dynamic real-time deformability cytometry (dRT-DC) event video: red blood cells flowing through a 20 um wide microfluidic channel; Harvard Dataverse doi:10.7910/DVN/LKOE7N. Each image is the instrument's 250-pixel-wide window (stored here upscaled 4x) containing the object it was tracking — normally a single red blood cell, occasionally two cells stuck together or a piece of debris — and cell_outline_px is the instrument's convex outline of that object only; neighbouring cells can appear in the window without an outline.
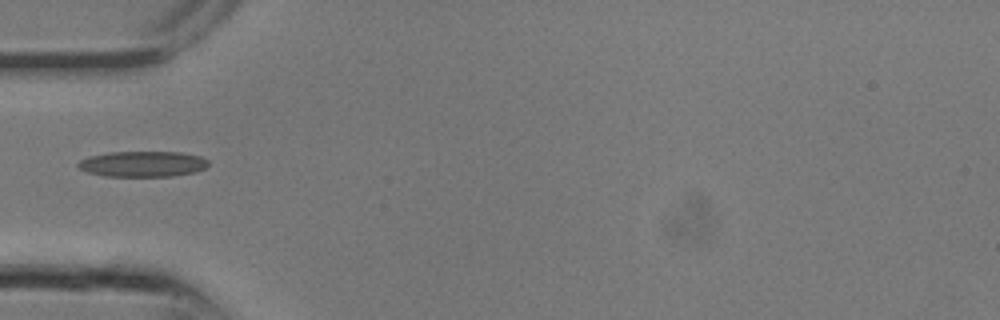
{"species": "common noctule bat (a hibernating species)", "species_latin": "Nyctalus noctula", "temperature_condition": "room temperature", "stored_images_in_passage": 2, "camera_frame_rate_fps": 3000, "um_per_image_px": 0.085, "animal": {"sex": "male", "body_mass_g": 13.3}, "frame": {"image": 1, "passage_image": 1, "time_ms": 0.0, "image_size_px": [1000, 320], "cell_outline_px": [[208, 164], [204, 168], [196, 172], [172, 176], [104, 176], [88, 172], [80, 168], [76, 164], [80, 160], [88, 156], [108, 152], [180, 152], [200, 156], [208, 160]], "centroid_in_image_um": [12.12, 13.93], "position_along_channel_um": 72.9, "area_um2": 19.48}}